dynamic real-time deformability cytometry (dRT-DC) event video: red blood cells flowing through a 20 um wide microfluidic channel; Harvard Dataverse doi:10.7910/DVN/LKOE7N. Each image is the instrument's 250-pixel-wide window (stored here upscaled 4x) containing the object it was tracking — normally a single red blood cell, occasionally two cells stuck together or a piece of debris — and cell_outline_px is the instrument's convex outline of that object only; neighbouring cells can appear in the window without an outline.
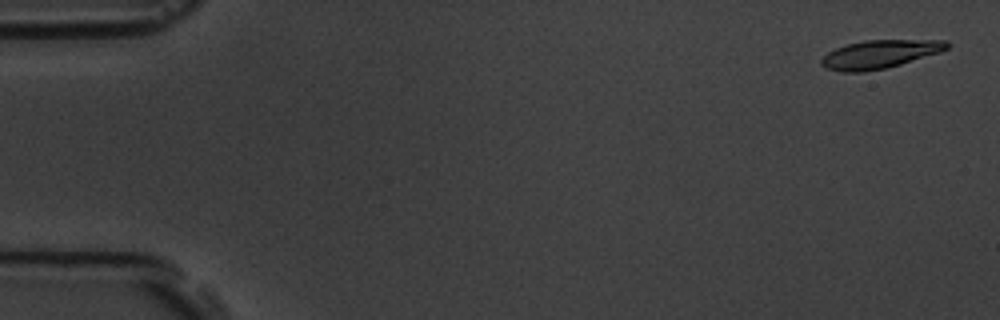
{"species": "common noctule bat (a hibernating species)", "species_latin": "Nyctalus noctula", "temperature_condition": "room temperature", "stored_images_in_passage": 5, "camera_frame_rate_fps": 3000, "um_per_image_px": 0.085, "animal": {"sex": "male", "body_mass_g": 19.5, "forearm_length_mm": 54.6}, "frame": {"image": 1, "passage_image": 1, "time_ms": 0.0, "image_size_px": [1000, 320], "cell_outline_px": [[948, 48], [940, 52], [900, 64], [884, 68], [864, 72], [844, 72], [828, 68], [820, 64], [820, 60], [828, 52], [836, 48], [848, 44], [864, 40], [948, 40]], "centroid_in_image_um": [74.77, 4.6], "position_along_channel_um": 10.2, "area_um2": 20.46}}
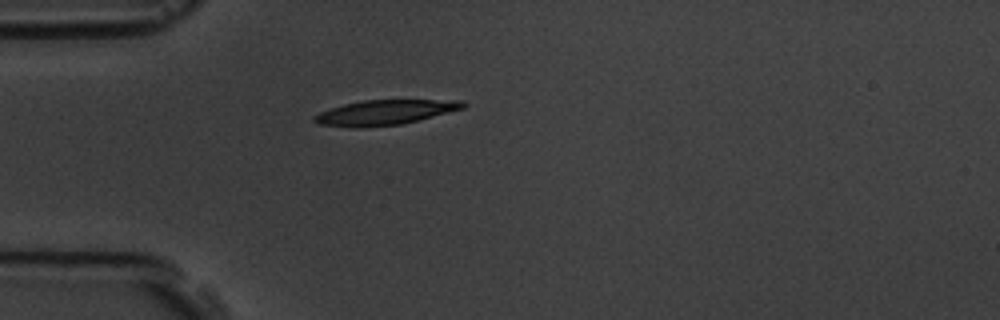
{"frame": {"image": 2, "passage_image": 5, "time_ms": 4.667, "image_size_px": [1000, 320], "cell_outline_px": [[468, 104], [464, 108], [400, 124], [360, 128], [352, 128], [320, 124], [312, 120], [312, 116], [320, 112], [344, 104], [364, 100], [464, 100]], "centroid_in_image_um": [32.69, 9.55], "position_along_channel_um": 52.3, "area_um2": 21.44}}